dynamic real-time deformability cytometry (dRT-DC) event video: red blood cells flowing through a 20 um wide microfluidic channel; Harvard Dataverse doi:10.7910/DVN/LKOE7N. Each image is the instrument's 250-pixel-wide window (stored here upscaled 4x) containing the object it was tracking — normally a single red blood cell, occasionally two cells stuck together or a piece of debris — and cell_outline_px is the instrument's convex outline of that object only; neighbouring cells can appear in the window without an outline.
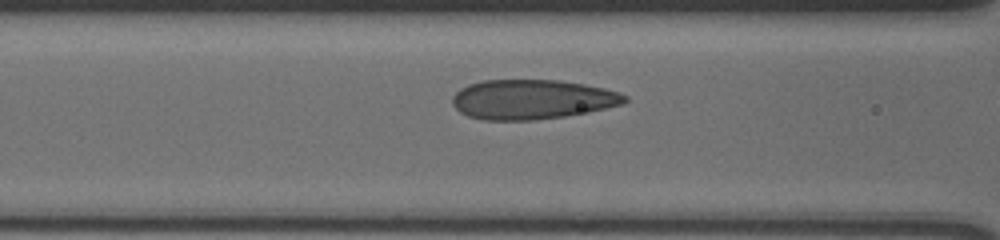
{"species": "human", "species_latin": "Homo sapiens", "temperature_condition": "cold", "stored_images_in_passage": 32, "camera_frame_rate_fps": 3000, "um_per_image_px": 0.085, "donor": {"sex": "male"}, "frame": {"image": 1, "passage_image": 9, "time_ms": 2.667, "image_size_px": [1000, 240], "cell_outline_px": [[628, 100], [624, 104], [588, 112], [564, 116], [532, 120], [484, 120], [468, 116], [460, 112], [452, 104], [452, 96], [460, 88], [468, 84], [480, 80], [560, 80], [584, 84], [604, 88], [620, 92], [628, 96]], "centroid_in_image_um": [45.23, 8.44], "position_along_channel_um": 121.4, "area_um2": 40.06}}
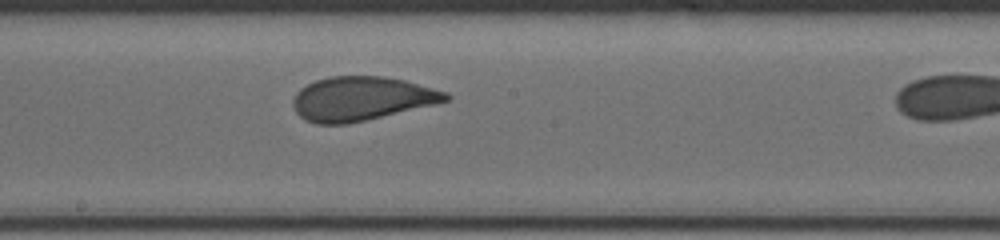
{"frame": {"image": 2, "passage_image": 17, "time_ms": 5.333, "image_size_px": [1000, 240], "cell_outline_px": [[452, 96], [448, 100], [436, 104], [348, 124], [316, 124], [304, 120], [296, 112], [292, 104], [292, 100], [296, 92], [300, 88], [316, 80], [328, 76], [384, 76], [404, 80], [448, 92]], "centroid_in_image_um": [30.71, 8.38], "position_along_channel_um": 217.5, "area_um2": 39.3}}
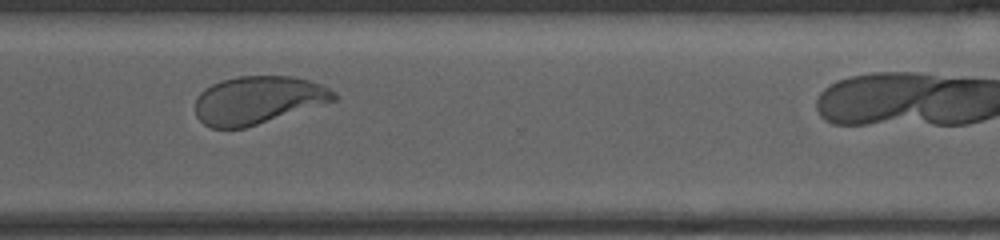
{"frame": {"image": 3, "passage_image": 28, "time_ms": 9.0, "image_size_px": [1000, 240], "cell_outline_px": [[340, 96], [336, 100], [244, 128], [212, 128], [204, 124], [196, 116], [196, 96], [204, 88], [220, 80], [236, 76], [292, 76], [308, 80], [320, 84], [336, 92]], "centroid_in_image_um": [21.91, 8.49], "position_along_channel_um": 348.7, "area_um2": 38.61}}